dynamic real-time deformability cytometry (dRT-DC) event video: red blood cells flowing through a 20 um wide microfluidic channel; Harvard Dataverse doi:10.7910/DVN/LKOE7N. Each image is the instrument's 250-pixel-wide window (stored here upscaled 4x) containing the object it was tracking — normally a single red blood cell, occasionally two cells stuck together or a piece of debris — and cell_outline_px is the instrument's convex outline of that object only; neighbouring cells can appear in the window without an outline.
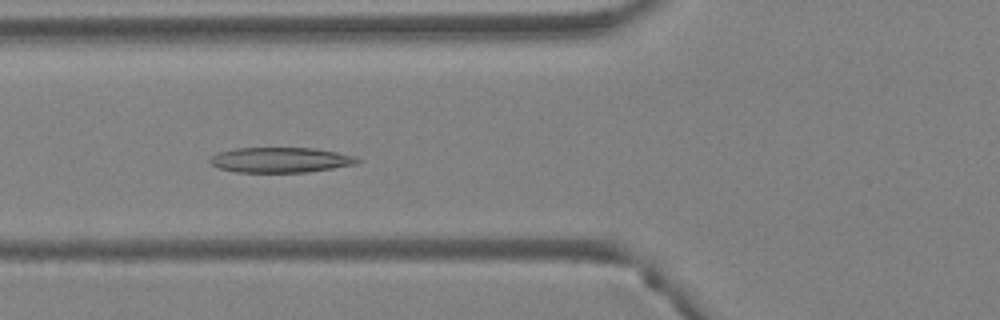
{"species": "Egyptian fruit bat (a non-hibernating species)", "species_latin": "Rousettus aegyptiacus", "temperature_condition": "warm", "stored_images_in_passage": 6, "camera_frame_rate_fps": 3000, "um_per_image_px": 0.085, "animal": {"sex": "female"}, "frame": {"image": 1, "passage_image": 6, "time_ms": 1.667, "image_size_px": [1000, 320], "cell_outline_px": [[360, 160], [356, 164], [308, 172], [236, 172], [220, 168], [212, 164], [208, 160], [212, 156], [220, 152], [236, 148], [316, 148], [356, 156]], "centroid_in_image_um": [23.86, 13.59], "position_along_channel_um": 101.9, "area_um2": 21.5}}